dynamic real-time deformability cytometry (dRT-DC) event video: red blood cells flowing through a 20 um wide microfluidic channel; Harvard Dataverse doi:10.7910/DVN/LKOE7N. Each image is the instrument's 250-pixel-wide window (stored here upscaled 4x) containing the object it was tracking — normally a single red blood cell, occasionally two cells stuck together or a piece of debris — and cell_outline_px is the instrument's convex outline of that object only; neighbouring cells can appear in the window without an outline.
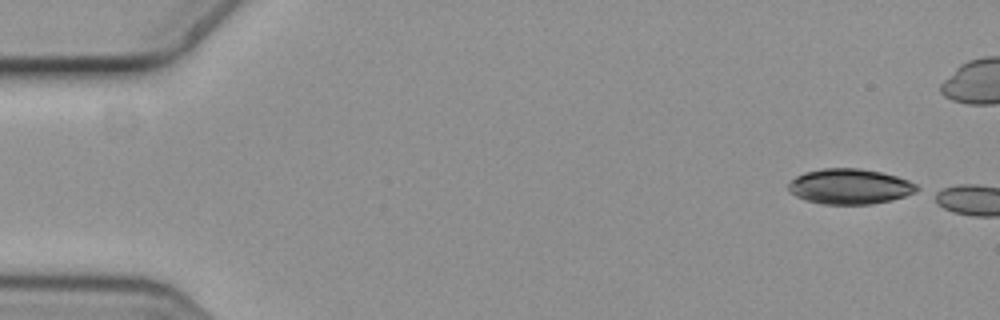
{"species": "common noctule bat (a hibernating species)", "species_latin": "Nyctalus noctula", "temperature_condition": "cold", "stored_images_in_passage": 2, "camera_frame_rate_fps": 3000, "um_per_image_px": 0.085, "animal": {"sex": "female", "body_mass_g": 19.3, "forearm_length_mm": 54.1}, "frame": {"image": 1, "passage_image": 1, "time_ms": 0.0, "image_size_px": [1000, 320], "cell_outline_px": [[920, 188], [916, 192], [892, 200], [872, 204], [824, 204], [804, 200], [796, 196], [788, 188], [788, 184], [796, 176], [804, 172], [824, 168], [860, 168], [880, 172], [896, 176], [908, 180], [916, 184]], "centroid_in_image_um": [72.24, 15.85], "position_along_channel_um": 12.8, "area_um2": 26.41}}